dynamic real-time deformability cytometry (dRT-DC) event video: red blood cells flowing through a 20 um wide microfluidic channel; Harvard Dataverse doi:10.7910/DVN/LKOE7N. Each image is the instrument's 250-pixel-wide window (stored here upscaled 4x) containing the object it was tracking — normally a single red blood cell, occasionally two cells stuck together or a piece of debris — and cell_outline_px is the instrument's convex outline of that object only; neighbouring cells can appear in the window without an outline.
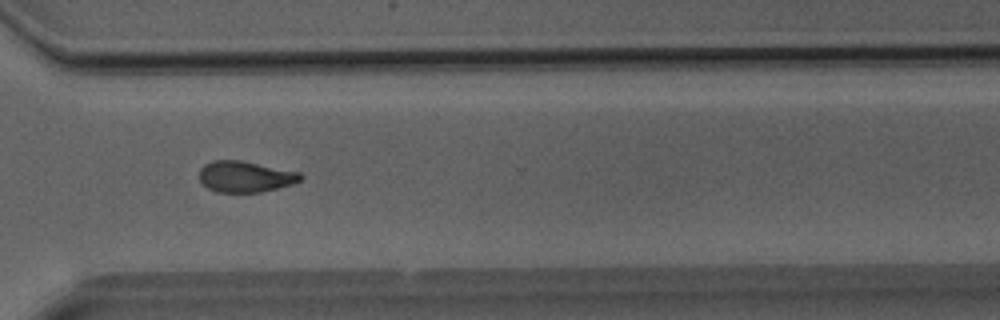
{"species": "Egyptian fruit bat (a non-hibernating species)", "species_latin": "Rousettus aegyptiacus", "temperature_condition": "room temperature", "stored_images_in_passage": 23, "camera_frame_rate_fps": 3000, "um_per_image_px": 0.085, "animal": {"sex": "male"}, "frame": {"image": 1, "passage_image": 17, "time_ms": 5.333, "image_size_px": [1000, 320], "cell_outline_px": [[304, 176], [300, 180], [292, 184], [260, 192], [216, 192], [208, 188], [200, 180], [200, 168], [204, 164], [212, 160], [240, 160], [300, 172]], "centroid_in_image_um": [20.84, 15.0], "position_along_channel_um": 349.8, "area_um2": 18.26}}
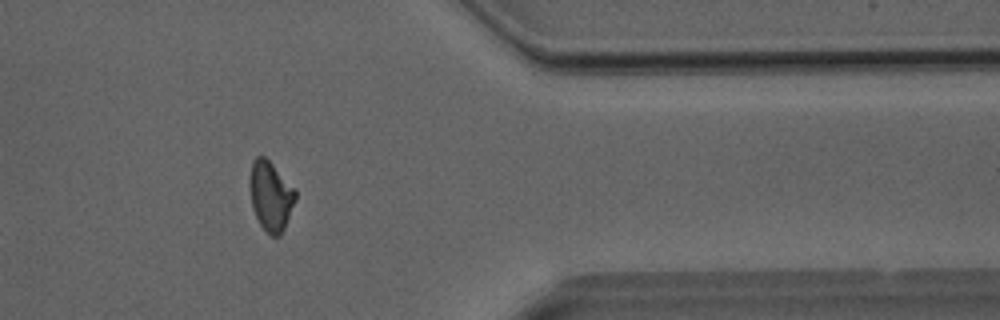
{"frame": {"image": 2, "passage_image": 20, "time_ms": 6.333, "image_size_px": [1000, 320], "cell_outline_px": [[296, 200], [284, 228], [280, 236], [272, 236], [260, 224], [252, 208], [248, 184], [248, 180], [252, 160], [256, 156], [264, 156], [272, 164], [296, 192]], "centroid_in_image_um": [22.96, 16.64], "position_along_channel_um": 388.4, "area_um2": 18.38}}